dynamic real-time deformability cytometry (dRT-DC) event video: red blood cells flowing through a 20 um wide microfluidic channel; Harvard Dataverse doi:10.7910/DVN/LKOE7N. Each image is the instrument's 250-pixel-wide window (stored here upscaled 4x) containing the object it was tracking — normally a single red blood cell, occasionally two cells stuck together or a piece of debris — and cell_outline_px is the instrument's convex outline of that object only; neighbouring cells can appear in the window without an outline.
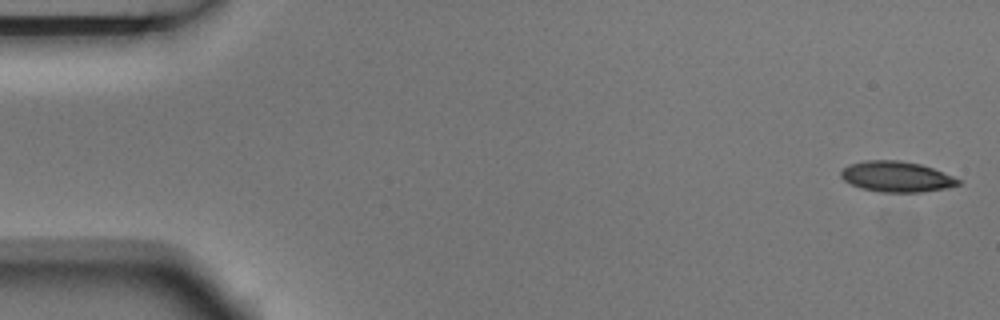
{"species": "Egyptian fruit bat (a non-hibernating species)", "species_latin": "Rousettus aegyptiacus", "temperature_condition": "room temperature", "stored_images_in_passage": 6, "camera_frame_rate_fps": 3000, "um_per_image_px": 0.085, "animal": {"sex": "male"}, "frame": {"image": 1, "passage_image": 1, "time_ms": 0.0, "image_size_px": [1000, 320], "cell_outline_px": [[960, 184], [948, 188], [920, 192], [880, 192], [860, 188], [844, 180], [840, 176], [840, 172], [848, 164], [868, 160], [896, 160], [920, 164], [932, 168], [952, 176], [960, 180]], "centroid_in_image_um": [76.18, 15.02], "position_along_channel_um": 8.8, "area_um2": 20.81}}